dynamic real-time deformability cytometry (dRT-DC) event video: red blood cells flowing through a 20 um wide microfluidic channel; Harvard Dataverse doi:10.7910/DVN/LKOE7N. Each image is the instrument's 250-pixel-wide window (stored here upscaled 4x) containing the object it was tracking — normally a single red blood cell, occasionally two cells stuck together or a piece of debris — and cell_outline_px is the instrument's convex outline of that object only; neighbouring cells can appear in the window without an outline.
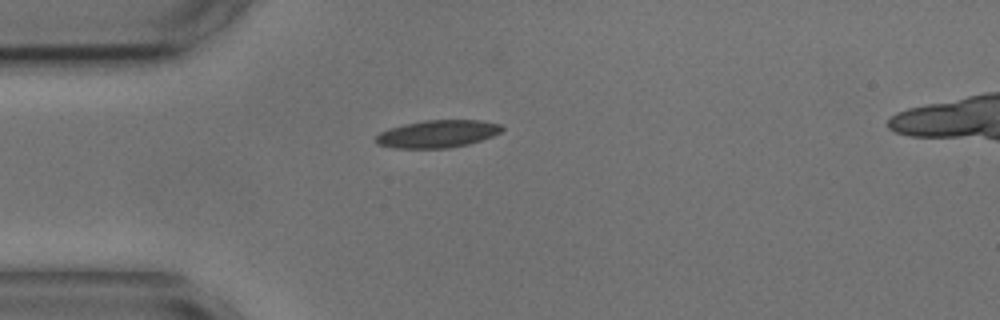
{"species": "common noctule bat (a hibernating species)", "species_latin": "Nyctalus noctula", "temperature_condition": "cold", "stored_images_in_passage": 21, "camera_frame_rate_fps": 3000, "um_per_image_px": 0.085, "animal": {"sex": "male", "body_mass_g": 17.9, "forearm_length_mm": 54.2}, "frame": {"image": 1, "passage_image": 1, "time_ms": 0.0, "image_size_px": [1000, 320], "cell_outline_px": [[504, 128], [500, 132], [492, 136], [468, 144], [448, 148], [392, 148], [376, 144], [376, 136], [380, 132], [388, 128], [404, 124], [424, 120], [480, 120], [500, 124]], "centroid_in_image_um": [37.16, 11.38], "position_along_channel_um": 47.8, "area_um2": 20.23}}